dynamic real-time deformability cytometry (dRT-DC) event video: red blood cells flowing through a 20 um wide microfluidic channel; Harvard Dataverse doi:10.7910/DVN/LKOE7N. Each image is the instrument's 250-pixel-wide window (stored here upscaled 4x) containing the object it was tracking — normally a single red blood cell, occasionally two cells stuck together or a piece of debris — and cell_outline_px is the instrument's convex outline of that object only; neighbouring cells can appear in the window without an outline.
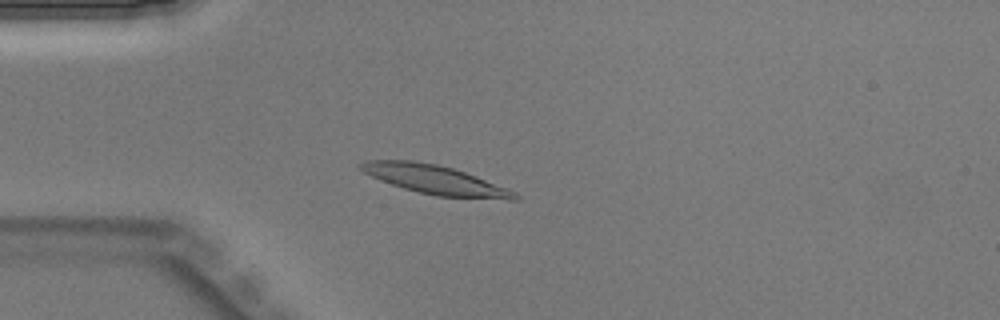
{"species": "Egyptian fruit bat (a non-hibernating species)", "species_latin": "Rousettus aegyptiacus", "temperature_condition": "warm", "stored_images_in_passage": 45, "camera_frame_rate_fps": 3000, "um_per_image_px": 0.085, "animal": {"sex": "male"}, "frame": {"image": 1, "passage_image": 12, "time_ms": 3.667, "image_size_px": [1000, 320], "cell_outline_px": [[520, 200], [508, 200], [436, 196], [404, 188], [380, 180], [364, 172], [356, 164], [368, 160], [412, 160], [436, 164], [452, 168], [476, 176], [508, 188], [516, 192], [520, 196]], "centroid_in_image_um": [37.04, 15.29], "position_along_channel_um": 48.0, "area_um2": 26.01}}
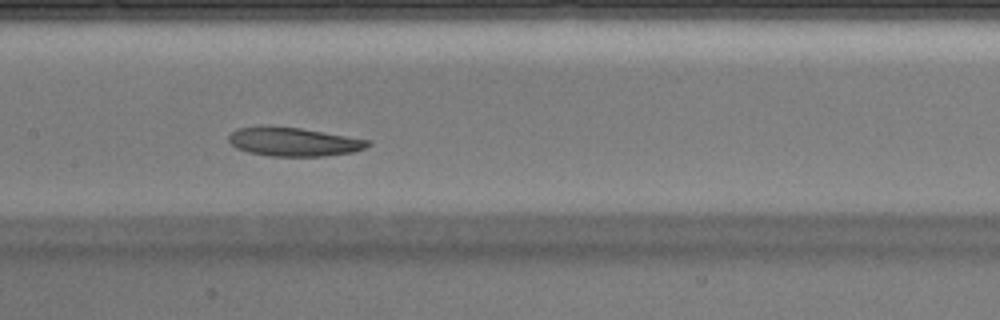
{"frame": {"image": 2, "passage_image": 22, "time_ms": 7.0, "image_size_px": [1000, 320], "cell_outline_px": [[372, 144], [364, 148], [352, 152], [324, 156], [268, 156], [248, 152], [236, 148], [228, 140], [228, 136], [236, 128], [260, 124], [300, 128], [372, 140]], "centroid_in_image_um": [24.92, 12.03], "position_along_channel_um": 182.5, "area_um2": 23.7}}
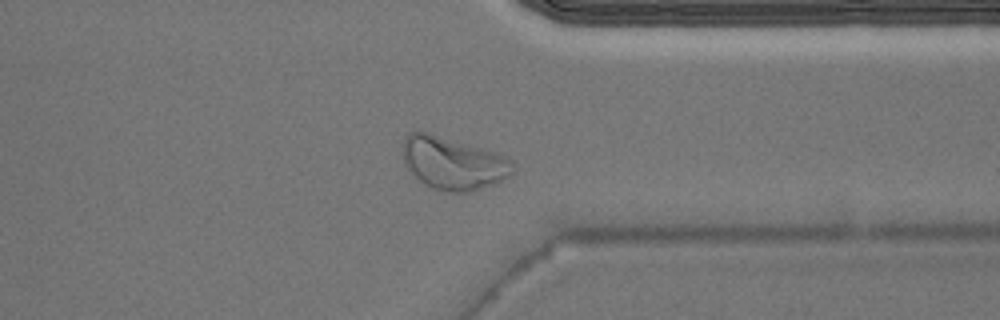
{"frame": {"image": 3, "passage_image": 35, "time_ms": 11.333, "image_size_px": [1000, 320], "cell_outline_px": [[516, 172], [492, 184], [472, 192], [452, 192], [436, 188], [420, 180], [404, 164], [400, 144], [404, 136], [412, 132], [428, 132], [508, 156], [512, 160], [516, 168]], "centroid_in_image_um": [38.52, 13.85], "position_along_channel_um": 372.9, "area_um2": 33.76}}